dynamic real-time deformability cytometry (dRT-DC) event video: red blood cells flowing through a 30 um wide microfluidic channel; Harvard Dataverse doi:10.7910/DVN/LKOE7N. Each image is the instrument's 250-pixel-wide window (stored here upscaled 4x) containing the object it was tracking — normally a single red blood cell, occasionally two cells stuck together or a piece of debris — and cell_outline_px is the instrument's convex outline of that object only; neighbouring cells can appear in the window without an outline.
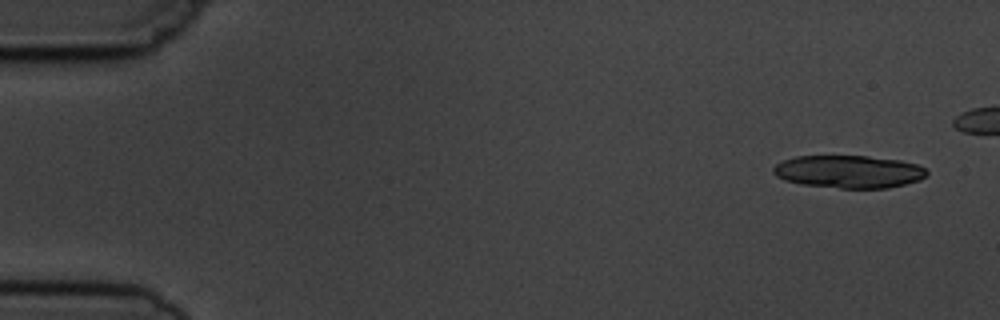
{"species": "common noctule bat (a hibernating species)", "species_latin": "Nyctalus noctula", "temperature_condition": "cold", "stored_images_in_passage": 5, "camera_frame_rate_fps": 3000, "um_per_image_px": 0.085, "animal": {"sex": "male", "body_mass_g": 19.5, "forearm_length_mm": 54.6}, "frame": {"image": 1, "passage_image": 1, "time_ms": 0.0, "image_size_px": [1000, 320], "cell_outline_px": [[928, 172], [920, 180], [888, 188], [840, 188], [800, 184], [784, 180], [776, 176], [772, 172], [772, 168], [776, 164], [784, 160], [796, 156], [868, 156], [900, 160], [916, 164], [924, 168]], "centroid_in_image_um": [72.12, 14.59], "position_along_channel_um": 12.9, "area_um2": 29.25}}